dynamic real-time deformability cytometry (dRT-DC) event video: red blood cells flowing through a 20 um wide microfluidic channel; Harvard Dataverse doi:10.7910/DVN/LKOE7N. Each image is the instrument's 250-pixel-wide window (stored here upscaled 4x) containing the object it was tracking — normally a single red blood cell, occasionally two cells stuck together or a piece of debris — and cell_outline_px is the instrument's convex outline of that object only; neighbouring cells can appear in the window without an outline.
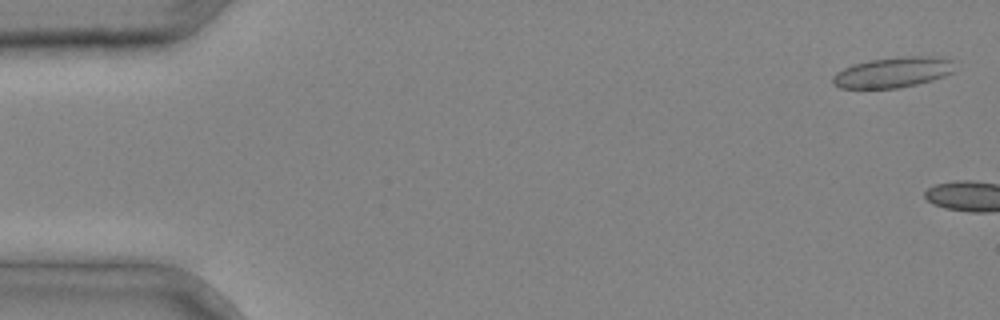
{"species": "common noctule bat (a hibernating species)", "species_latin": "Nyctalus noctula", "temperature_condition": "cold", "stored_images_in_passage": 4, "segment_of_instrument_passage": [2, 2], "camera_frame_rate_fps": 3000, "um_per_image_px": 0.085, "animal": {"sex": "male", "body_mass_g": 20.4}, "frame": {"image": 1, "passage_image": 4, "time_ms": 1.0, "image_size_px": [1000, 320], "cell_outline_px": [[952, 72], [944, 76], [932, 80], [900, 88], [840, 88], [832, 84], [832, 76], [836, 72], [852, 64], [868, 60], [900, 56], [936, 56], [952, 60]], "centroid_in_image_um": [75.85, 6.14], "position_along_channel_um": 9.1, "area_um2": 21.73}}